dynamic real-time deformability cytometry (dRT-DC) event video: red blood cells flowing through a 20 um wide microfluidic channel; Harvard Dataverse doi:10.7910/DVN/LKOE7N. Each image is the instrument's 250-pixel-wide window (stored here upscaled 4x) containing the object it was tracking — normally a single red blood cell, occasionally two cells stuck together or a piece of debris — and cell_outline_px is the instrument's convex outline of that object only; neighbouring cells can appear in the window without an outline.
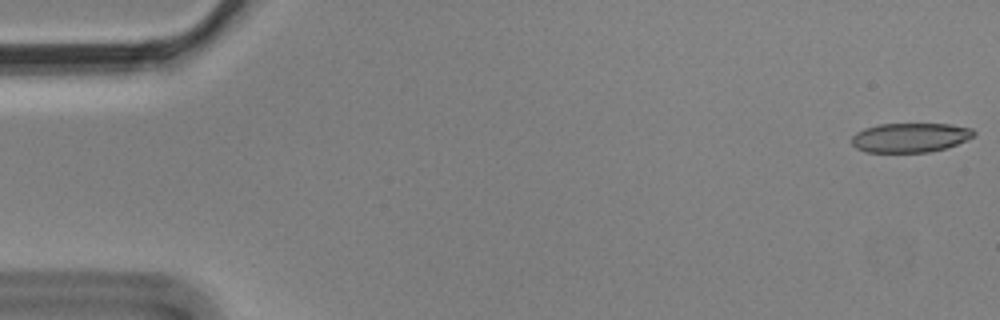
{"species": "Egyptian fruit bat (a non-hibernating species)", "species_latin": "Rousettus aegyptiacus", "temperature_condition": "cold", "stored_images_in_passage": 5, "camera_frame_rate_fps": 3000, "um_per_image_px": 0.085, "animal": {"sex": "male"}, "frame": {"image": 1, "passage_image": 1, "time_ms": 0.0, "image_size_px": [1000, 320], "cell_outline_px": [[976, 136], [956, 144], [944, 148], [928, 152], [864, 152], [856, 148], [852, 144], [852, 136], [856, 132], [864, 128], [880, 124], [948, 124], [972, 128], [976, 132]], "centroid_in_image_um": [77.36, 11.69], "position_along_channel_um": 7.6, "area_um2": 20.92}}
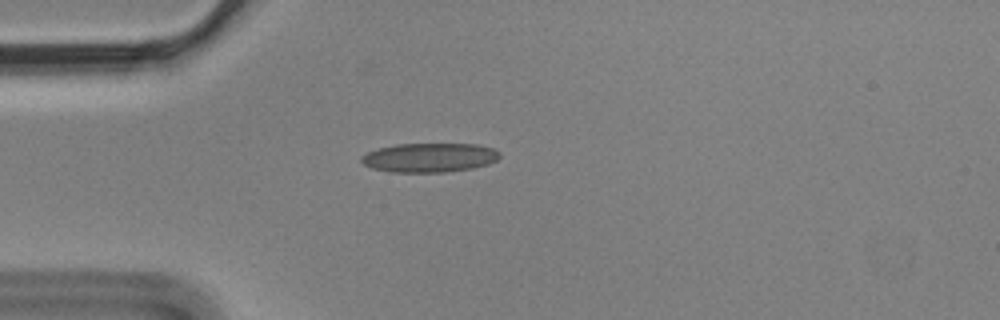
{"frame": {"image": 2, "passage_image": 5, "time_ms": 1.333, "image_size_px": [1000, 320], "cell_outline_px": [[500, 156], [496, 160], [488, 164], [472, 168], [444, 172], [388, 172], [372, 168], [364, 164], [360, 160], [360, 156], [368, 152], [380, 148], [396, 144], [476, 144], [492, 148], [500, 152]], "centroid_in_image_um": [36.49, 13.4], "position_along_channel_um": 48.5, "area_um2": 23.47}}